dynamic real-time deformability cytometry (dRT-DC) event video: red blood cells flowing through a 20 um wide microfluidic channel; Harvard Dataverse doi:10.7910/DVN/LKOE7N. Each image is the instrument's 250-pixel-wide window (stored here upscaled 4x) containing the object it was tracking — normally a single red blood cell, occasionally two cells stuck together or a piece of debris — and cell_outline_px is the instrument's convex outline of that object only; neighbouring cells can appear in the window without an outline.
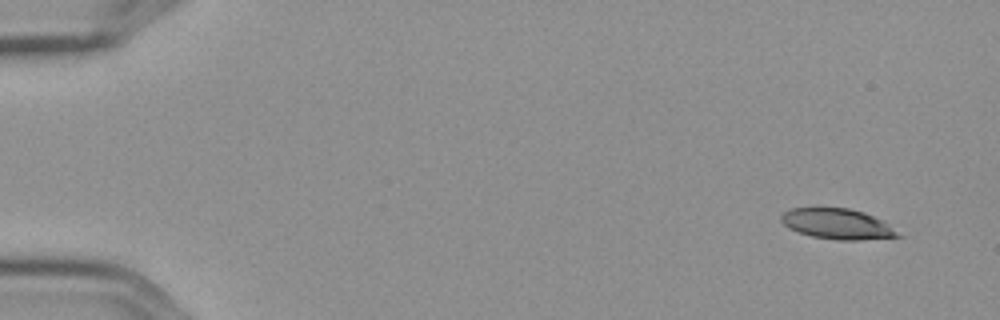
{"species": "Egyptian fruit bat (a non-hibernating species)", "species_latin": "Rousettus aegyptiacus", "temperature_condition": "cold", "stored_images_in_passage": 4, "camera_frame_rate_fps": 3000, "um_per_image_px": 0.085, "frame": {"image": 1, "passage_image": 1, "time_ms": 0.0, "image_size_px": [1000, 320], "cell_outline_px": [[904, 236], [860, 240], [836, 240], [812, 236], [788, 228], [780, 220], [780, 216], [784, 212], [792, 208], [848, 208], [864, 212], [880, 220]], "centroid_in_image_um": [71.14, 19.04], "position_along_channel_um": 13.9, "area_um2": 20.46}}